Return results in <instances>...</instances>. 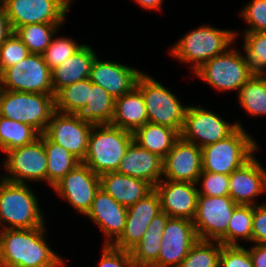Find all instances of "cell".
I'll use <instances>...</instances> for the list:
<instances>
[{"mask_svg": "<svg viewBox=\"0 0 266 267\" xmlns=\"http://www.w3.org/2000/svg\"><path fill=\"white\" fill-rule=\"evenodd\" d=\"M44 226L0 231V267H62L64 261L47 244Z\"/></svg>", "mask_w": 266, "mask_h": 267, "instance_id": "6da1fadb", "label": "cell"}, {"mask_svg": "<svg viewBox=\"0 0 266 267\" xmlns=\"http://www.w3.org/2000/svg\"><path fill=\"white\" fill-rule=\"evenodd\" d=\"M42 212L27 183L9 182L0 177V230L45 226Z\"/></svg>", "mask_w": 266, "mask_h": 267, "instance_id": "7a4b0ae2", "label": "cell"}, {"mask_svg": "<svg viewBox=\"0 0 266 267\" xmlns=\"http://www.w3.org/2000/svg\"><path fill=\"white\" fill-rule=\"evenodd\" d=\"M238 35V31L201 25L179 39L171 48L170 55L181 62L192 63L195 73L206 61L229 49Z\"/></svg>", "mask_w": 266, "mask_h": 267, "instance_id": "3957f363", "label": "cell"}, {"mask_svg": "<svg viewBox=\"0 0 266 267\" xmlns=\"http://www.w3.org/2000/svg\"><path fill=\"white\" fill-rule=\"evenodd\" d=\"M133 140V133L130 131L111 124L93 125L82 163L99 176L115 172Z\"/></svg>", "mask_w": 266, "mask_h": 267, "instance_id": "277c9868", "label": "cell"}, {"mask_svg": "<svg viewBox=\"0 0 266 267\" xmlns=\"http://www.w3.org/2000/svg\"><path fill=\"white\" fill-rule=\"evenodd\" d=\"M258 149L257 142L244 127H238L224 140L202 148V171L230 175L250 160Z\"/></svg>", "mask_w": 266, "mask_h": 267, "instance_id": "5b68a950", "label": "cell"}, {"mask_svg": "<svg viewBox=\"0 0 266 267\" xmlns=\"http://www.w3.org/2000/svg\"><path fill=\"white\" fill-rule=\"evenodd\" d=\"M54 96L0 89V116L31 125L43 134L56 112Z\"/></svg>", "mask_w": 266, "mask_h": 267, "instance_id": "8992f818", "label": "cell"}, {"mask_svg": "<svg viewBox=\"0 0 266 267\" xmlns=\"http://www.w3.org/2000/svg\"><path fill=\"white\" fill-rule=\"evenodd\" d=\"M136 88L144 98L148 122L181 133L188 105L183 106L175 94L148 74L139 76Z\"/></svg>", "mask_w": 266, "mask_h": 267, "instance_id": "52a82bcc", "label": "cell"}, {"mask_svg": "<svg viewBox=\"0 0 266 267\" xmlns=\"http://www.w3.org/2000/svg\"><path fill=\"white\" fill-rule=\"evenodd\" d=\"M195 76L217 91H237L254 75L246 56L235 48H229L206 61Z\"/></svg>", "mask_w": 266, "mask_h": 267, "instance_id": "ba28073f", "label": "cell"}, {"mask_svg": "<svg viewBox=\"0 0 266 267\" xmlns=\"http://www.w3.org/2000/svg\"><path fill=\"white\" fill-rule=\"evenodd\" d=\"M0 89L54 95L52 73L42 54L31 53L0 74Z\"/></svg>", "mask_w": 266, "mask_h": 267, "instance_id": "9c48e42d", "label": "cell"}, {"mask_svg": "<svg viewBox=\"0 0 266 267\" xmlns=\"http://www.w3.org/2000/svg\"><path fill=\"white\" fill-rule=\"evenodd\" d=\"M3 167L6 174L2 179L23 183L25 181L47 182V154L44 148V134H40L33 143L5 152Z\"/></svg>", "mask_w": 266, "mask_h": 267, "instance_id": "30bf717a", "label": "cell"}, {"mask_svg": "<svg viewBox=\"0 0 266 267\" xmlns=\"http://www.w3.org/2000/svg\"><path fill=\"white\" fill-rule=\"evenodd\" d=\"M242 124H230L211 110L200 106H188L185 112L184 125L180 137L200 148L224 140Z\"/></svg>", "mask_w": 266, "mask_h": 267, "instance_id": "8fae6325", "label": "cell"}, {"mask_svg": "<svg viewBox=\"0 0 266 267\" xmlns=\"http://www.w3.org/2000/svg\"><path fill=\"white\" fill-rule=\"evenodd\" d=\"M237 206L230 196L198 195L196 214L192 220L198 239L218 241L226 233Z\"/></svg>", "mask_w": 266, "mask_h": 267, "instance_id": "7c38bea8", "label": "cell"}, {"mask_svg": "<svg viewBox=\"0 0 266 267\" xmlns=\"http://www.w3.org/2000/svg\"><path fill=\"white\" fill-rule=\"evenodd\" d=\"M197 241L192 220L169 217L161 239L158 262L153 267H178Z\"/></svg>", "mask_w": 266, "mask_h": 267, "instance_id": "4fadbf2b", "label": "cell"}, {"mask_svg": "<svg viewBox=\"0 0 266 267\" xmlns=\"http://www.w3.org/2000/svg\"><path fill=\"white\" fill-rule=\"evenodd\" d=\"M100 188V176L86 164L79 163L54 187L57 195L83 215L91 208L96 191Z\"/></svg>", "mask_w": 266, "mask_h": 267, "instance_id": "5bb4252c", "label": "cell"}, {"mask_svg": "<svg viewBox=\"0 0 266 267\" xmlns=\"http://www.w3.org/2000/svg\"><path fill=\"white\" fill-rule=\"evenodd\" d=\"M10 25L17 27L37 24H63L69 9L60 0H2Z\"/></svg>", "mask_w": 266, "mask_h": 267, "instance_id": "9a60e30c", "label": "cell"}, {"mask_svg": "<svg viewBox=\"0 0 266 267\" xmlns=\"http://www.w3.org/2000/svg\"><path fill=\"white\" fill-rule=\"evenodd\" d=\"M93 124L78 119L74 114L55 112L47 124L44 135L61 145L81 162L84 160Z\"/></svg>", "mask_w": 266, "mask_h": 267, "instance_id": "2e32d148", "label": "cell"}, {"mask_svg": "<svg viewBox=\"0 0 266 267\" xmlns=\"http://www.w3.org/2000/svg\"><path fill=\"white\" fill-rule=\"evenodd\" d=\"M202 172V148L181 137L163 159L164 180L197 183Z\"/></svg>", "mask_w": 266, "mask_h": 267, "instance_id": "e0dca14e", "label": "cell"}, {"mask_svg": "<svg viewBox=\"0 0 266 267\" xmlns=\"http://www.w3.org/2000/svg\"><path fill=\"white\" fill-rule=\"evenodd\" d=\"M99 227L105 236L104 245H113L123 234L126 224L127 207L119 204L103 188H99L92 205L85 215Z\"/></svg>", "mask_w": 266, "mask_h": 267, "instance_id": "ac0fdd59", "label": "cell"}, {"mask_svg": "<svg viewBox=\"0 0 266 267\" xmlns=\"http://www.w3.org/2000/svg\"><path fill=\"white\" fill-rule=\"evenodd\" d=\"M160 212V198L153 189L144 198L127 208L124 232L113 246L130 252L142 240L148 225Z\"/></svg>", "mask_w": 266, "mask_h": 267, "instance_id": "d6986e66", "label": "cell"}, {"mask_svg": "<svg viewBox=\"0 0 266 267\" xmlns=\"http://www.w3.org/2000/svg\"><path fill=\"white\" fill-rule=\"evenodd\" d=\"M143 72L122 63L100 60L97 56L91 66L89 80L101 86L114 99L131 92Z\"/></svg>", "mask_w": 266, "mask_h": 267, "instance_id": "ffe728a7", "label": "cell"}, {"mask_svg": "<svg viewBox=\"0 0 266 267\" xmlns=\"http://www.w3.org/2000/svg\"><path fill=\"white\" fill-rule=\"evenodd\" d=\"M196 186V183L161 179L154 186L160 198L161 211L169 217L193 220L198 200V188Z\"/></svg>", "mask_w": 266, "mask_h": 267, "instance_id": "44dd1931", "label": "cell"}, {"mask_svg": "<svg viewBox=\"0 0 266 267\" xmlns=\"http://www.w3.org/2000/svg\"><path fill=\"white\" fill-rule=\"evenodd\" d=\"M266 192V169L255 156L229 175V196L238 205H258L257 196Z\"/></svg>", "mask_w": 266, "mask_h": 267, "instance_id": "7402d4cb", "label": "cell"}, {"mask_svg": "<svg viewBox=\"0 0 266 267\" xmlns=\"http://www.w3.org/2000/svg\"><path fill=\"white\" fill-rule=\"evenodd\" d=\"M117 172L148 182L153 188L161 180L163 159L132 141Z\"/></svg>", "mask_w": 266, "mask_h": 267, "instance_id": "603a6c76", "label": "cell"}, {"mask_svg": "<svg viewBox=\"0 0 266 267\" xmlns=\"http://www.w3.org/2000/svg\"><path fill=\"white\" fill-rule=\"evenodd\" d=\"M100 187L119 204L127 208L144 198L154 189L144 180L121 174L117 171L101 175Z\"/></svg>", "mask_w": 266, "mask_h": 267, "instance_id": "cb8c5ba5", "label": "cell"}, {"mask_svg": "<svg viewBox=\"0 0 266 267\" xmlns=\"http://www.w3.org/2000/svg\"><path fill=\"white\" fill-rule=\"evenodd\" d=\"M96 56V53L90 46L83 44L74 55L52 70L54 95L68 85L89 78L91 66Z\"/></svg>", "mask_w": 266, "mask_h": 267, "instance_id": "d4e9b609", "label": "cell"}, {"mask_svg": "<svg viewBox=\"0 0 266 267\" xmlns=\"http://www.w3.org/2000/svg\"><path fill=\"white\" fill-rule=\"evenodd\" d=\"M147 122L144 98L136 87L131 92L115 99L112 126L134 133Z\"/></svg>", "mask_w": 266, "mask_h": 267, "instance_id": "484cf974", "label": "cell"}, {"mask_svg": "<svg viewBox=\"0 0 266 267\" xmlns=\"http://www.w3.org/2000/svg\"><path fill=\"white\" fill-rule=\"evenodd\" d=\"M169 216L161 211L143 234L142 240L130 251L135 267H153L158 262L163 231Z\"/></svg>", "mask_w": 266, "mask_h": 267, "instance_id": "4316f807", "label": "cell"}, {"mask_svg": "<svg viewBox=\"0 0 266 267\" xmlns=\"http://www.w3.org/2000/svg\"><path fill=\"white\" fill-rule=\"evenodd\" d=\"M134 141L162 159L180 138V133L167 126L147 122L133 133Z\"/></svg>", "mask_w": 266, "mask_h": 267, "instance_id": "83f0119b", "label": "cell"}, {"mask_svg": "<svg viewBox=\"0 0 266 267\" xmlns=\"http://www.w3.org/2000/svg\"><path fill=\"white\" fill-rule=\"evenodd\" d=\"M115 99L101 86L92 84L88 102L74 114L78 119L93 125L111 124Z\"/></svg>", "mask_w": 266, "mask_h": 267, "instance_id": "f1b7e54d", "label": "cell"}, {"mask_svg": "<svg viewBox=\"0 0 266 267\" xmlns=\"http://www.w3.org/2000/svg\"><path fill=\"white\" fill-rule=\"evenodd\" d=\"M44 148L47 154V183L53 188L81 161L61 145L50 141L45 135Z\"/></svg>", "mask_w": 266, "mask_h": 267, "instance_id": "f546056e", "label": "cell"}, {"mask_svg": "<svg viewBox=\"0 0 266 267\" xmlns=\"http://www.w3.org/2000/svg\"><path fill=\"white\" fill-rule=\"evenodd\" d=\"M39 136L31 125L0 116V150L3 153L33 143Z\"/></svg>", "mask_w": 266, "mask_h": 267, "instance_id": "4dcf8cb0", "label": "cell"}, {"mask_svg": "<svg viewBox=\"0 0 266 267\" xmlns=\"http://www.w3.org/2000/svg\"><path fill=\"white\" fill-rule=\"evenodd\" d=\"M238 102L251 116L266 115V75L254 74L239 90Z\"/></svg>", "mask_w": 266, "mask_h": 267, "instance_id": "1f68e13d", "label": "cell"}, {"mask_svg": "<svg viewBox=\"0 0 266 267\" xmlns=\"http://www.w3.org/2000/svg\"><path fill=\"white\" fill-rule=\"evenodd\" d=\"M253 206L238 205L229 220L226 233L218 240L225 246H240L239 240L252 242Z\"/></svg>", "mask_w": 266, "mask_h": 267, "instance_id": "d6a6232c", "label": "cell"}, {"mask_svg": "<svg viewBox=\"0 0 266 267\" xmlns=\"http://www.w3.org/2000/svg\"><path fill=\"white\" fill-rule=\"evenodd\" d=\"M62 24L37 23L17 27L14 33L20 38L30 53L42 54L50 45L53 35Z\"/></svg>", "mask_w": 266, "mask_h": 267, "instance_id": "836d02e7", "label": "cell"}, {"mask_svg": "<svg viewBox=\"0 0 266 267\" xmlns=\"http://www.w3.org/2000/svg\"><path fill=\"white\" fill-rule=\"evenodd\" d=\"M91 85L92 82L87 78L60 89L54 96L56 111L64 114H75L88 102Z\"/></svg>", "mask_w": 266, "mask_h": 267, "instance_id": "e575fe53", "label": "cell"}, {"mask_svg": "<svg viewBox=\"0 0 266 267\" xmlns=\"http://www.w3.org/2000/svg\"><path fill=\"white\" fill-rule=\"evenodd\" d=\"M222 246L219 241L198 239L178 267H219Z\"/></svg>", "mask_w": 266, "mask_h": 267, "instance_id": "d590c367", "label": "cell"}, {"mask_svg": "<svg viewBox=\"0 0 266 267\" xmlns=\"http://www.w3.org/2000/svg\"><path fill=\"white\" fill-rule=\"evenodd\" d=\"M243 49L254 74L266 75V32H244Z\"/></svg>", "mask_w": 266, "mask_h": 267, "instance_id": "8d00e7d4", "label": "cell"}, {"mask_svg": "<svg viewBox=\"0 0 266 267\" xmlns=\"http://www.w3.org/2000/svg\"><path fill=\"white\" fill-rule=\"evenodd\" d=\"M50 45L42 53L44 62L48 65L50 70H54L70 56L74 55L83 45L76 43L73 39L63 37H54Z\"/></svg>", "mask_w": 266, "mask_h": 267, "instance_id": "74e56055", "label": "cell"}, {"mask_svg": "<svg viewBox=\"0 0 266 267\" xmlns=\"http://www.w3.org/2000/svg\"><path fill=\"white\" fill-rule=\"evenodd\" d=\"M31 53L13 32L0 47V74L8 67L19 63Z\"/></svg>", "mask_w": 266, "mask_h": 267, "instance_id": "f35d334b", "label": "cell"}, {"mask_svg": "<svg viewBox=\"0 0 266 267\" xmlns=\"http://www.w3.org/2000/svg\"><path fill=\"white\" fill-rule=\"evenodd\" d=\"M199 183L202 187L198 188V195L229 196V175L202 171L196 184Z\"/></svg>", "mask_w": 266, "mask_h": 267, "instance_id": "ab89813d", "label": "cell"}, {"mask_svg": "<svg viewBox=\"0 0 266 267\" xmlns=\"http://www.w3.org/2000/svg\"><path fill=\"white\" fill-rule=\"evenodd\" d=\"M239 13L249 25L245 32H266V0H252Z\"/></svg>", "mask_w": 266, "mask_h": 267, "instance_id": "60d3db41", "label": "cell"}, {"mask_svg": "<svg viewBox=\"0 0 266 267\" xmlns=\"http://www.w3.org/2000/svg\"><path fill=\"white\" fill-rule=\"evenodd\" d=\"M219 267H254L248 249L240 246H222Z\"/></svg>", "mask_w": 266, "mask_h": 267, "instance_id": "b9f144b4", "label": "cell"}, {"mask_svg": "<svg viewBox=\"0 0 266 267\" xmlns=\"http://www.w3.org/2000/svg\"><path fill=\"white\" fill-rule=\"evenodd\" d=\"M101 259L97 267H135L131 253L115 248L113 245H104Z\"/></svg>", "mask_w": 266, "mask_h": 267, "instance_id": "7bdbcfd3", "label": "cell"}, {"mask_svg": "<svg viewBox=\"0 0 266 267\" xmlns=\"http://www.w3.org/2000/svg\"><path fill=\"white\" fill-rule=\"evenodd\" d=\"M253 244H266V204L253 206Z\"/></svg>", "mask_w": 266, "mask_h": 267, "instance_id": "ee69618b", "label": "cell"}, {"mask_svg": "<svg viewBox=\"0 0 266 267\" xmlns=\"http://www.w3.org/2000/svg\"><path fill=\"white\" fill-rule=\"evenodd\" d=\"M13 32L5 5L3 1L0 0V47Z\"/></svg>", "mask_w": 266, "mask_h": 267, "instance_id": "f6af8a7d", "label": "cell"}, {"mask_svg": "<svg viewBox=\"0 0 266 267\" xmlns=\"http://www.w3.org/2000/svg\"><path fill=\"white\" fill-rule=\"evenodd\" d=\"M248 251L254 267H266V244H254Z\"/></svg>", "mask_w": 266, "mask_h": 267, "instance_id": "bcb514c9", "label": "cell"}, {"mask_svg": "<svg viewBox=\"0 0 266 267\" xmlns=\"http://www.w3.org/2000/svg\"><path fill=\"white\" fill-rule=\"evenodd\" d=\"M140 7L147 10H162L164 0H134Z\"/></svg>", "mask_w": 266, "mask_h": 267, "instance_id": "7dc6e473", "label": "cell"}, {"mask_svg": "<svg viewBox=\"0 0 266 267\" xmlns=\"http://www.w3.org/2000/svg\"><path fill=\"white\" fill-rule=\"evenodd\" d=\"M68 9H70V2L73 0H60Z\"/></svg>", "mask_w": 266, "mask_h": 267, "instance_id": "c3c4849f", "label": "cell"}]
</instances>
